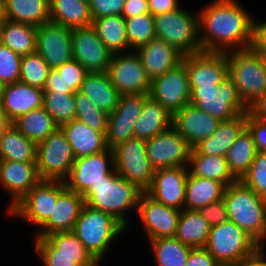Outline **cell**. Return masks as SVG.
Wrapping results in <instances>:
<instances>
[{"mask_svg": "<svg viewBox=\"0 0 266 266\" xmlns=\"http://www.w3.org/2000/svg\"><path fill=\"white\" fill-rule=\"evenodd\" d=\"M202 6L197 9L202 51L251 48L255 16L241 1L211 0Z\"/></svg>", "mask_w": 266, "mask_h": 266, "instance_id": "1", "label": "cell"}, {"mask_svg": "<svg viewBox=\"0 0 266 266\" xmlns=\"http://www.w3.org/2000/svg\"><path fill=\"white\" fill-rule=\"evenodd\" d=\"M143 193L144 191L137 185L117 174L114 169L105 177V180L92 185L83 198L86 205L112 215L127 231H130L129 229H132L134 224L130 218L132 214L136 216Z\"/></svg>", "mask_w": 266, "mask_h": 266, "instance_id": "2", "label": "cell"}, {"mask_svg": "<svg viewBox=\"0 0 266 266\" xmlns=\"http://www.w3.org/2000/svg\"><path fill=\"white\" fill-rule=\"evenodd\" d=\"M223 200L229 221L259 246L266 247V198L256 194L242 180H237L226 187Z\"/></svg>", "mask_w": 266, "mask_h": 266, "instance_id": "3", "label": "cell"}, {"mask_svg": "<svg viewBox=\"0 0 266 266\" xmlns=\"http://www.w3.org/2000/svg\"><path fill=\"white\" fill-rule=\"evenodd\" d=\"M72 231L100 263L111 253V246L115 245L119 237L128 232L112 215L86 204L83 205Z\"/></svg>", "mask_w": 266, "mask_h": 266, "instance_id": "4", "label": "cell"}, {"mask_svg": "<svg viewBox=\"0 0 266 266\" xmlns=\"http://www.w3.org/2000/svg\"><path fill=\"white\" fill-rule=\"evenodd\" d=\"M185 5L177 11L154 16L156 38L167 42L184 56L202 52L199 17Z\"/></svg>", "mask_w": 266, "mask_h": 266, "instance_id": "5", "label": "cell"}, {"mask_svg": "<svg viewBox=\"0 0 266 266\" xmlns=\"http://www.w3.org/2000/svg\"><path fill=\"white\" fill-rule=\"evenodd\" d=\"M228 75L240 99L249 108L266 91V70L262 57L252 48L226 52Z\"/></svg>", "mask_w": 266, "mask_h": 266, "instance_id": "6", "label": "cell"}, {"mask_svg": "<svg viewBox=\"0 0 266 266\" xmlns=\"http://www.w3.org/2000/svg\"><path fill=\"white\" fill-rule=\"evenodd\" d=\"M66 187L63 181L41 180L6 214L34 227L36 232L50 217L59 193Z\"/></svg>", "mask_w": 266, "mask_h": 266, "instance_id": "7", "label": "cell"}, {"mask_svg": "<svg viewBox=\"0 0 266 266\" xmlns=\"http://www.w3.org/2000/svg\"><path fill=\"white\" fill-rule=\"evenodd\" d=\"M190 104L220 121L231 120L248 112L229 76L214 87L190 88Z\"/></svg>", "mask_w": 266, "mask_h": 266, "instance_id": "8", "label": "cell"}, {"mask_svg": "<svg viewBox=\"0 0 266 266\" xmlns=\"http://www.w3.org/2000/svg\"><path fill=\"white\" fill-rule=\"evenodd\" d=\"M259 245L232 221L211 227L205 248L220 264L240 263Z\"/></svg>", "mask_w": 266, "mask_h": 266, "instance_id": "9", "label": "cell"}, {"mask_svg": "<svg viewBox=\"0 0 266 266\" xmlns=\"http://www.w3.org/2000/svg\"><path fill=\"white\" fill-rule=\"evenodd\" d=\"M74 161L71 145L60 127L37 144L36 165L41 180L64 182Z\"/></svg>", "mask_w": 266, "mask_h": 266, "instance_id": "10", "label": "cell"}, {"mask_svg": "<svg viewBox=\"0 0 266 266\" xmlns=\"http://www.w3.org/2000/svg\"><path fill=\"white\" fill-rule=\"evenodd\" d=\"M113 151L117 174L145 192L155 172L146 154V140L133 137L116 146Z\"/></svg>", "mask_w": 266, "mask_h": 266, "instance_id": "11", "label": "cell"}, {"mask_svg": "<svg viewBox=\"0 0 266 266\" xmlns=\"http://www.w3.org/2000/svg\"><path fill=\"white\" fill-rule=\"evenodd\" d=\"M106 72L120 95H149L151 80L136 51L113 54Z\"/></svg>", "mask_w": 266, "mask_h": 266, "instance_id": "12", "label": "cell"}, {"mask_svg": "<svg viewBox=\"0 0 266 266\" xmlns=\"http://www.w3.org/2000/svg\"><path fill=\"white\" fill-rule=\"evenodd\" d=\"M191 149L173 126L146 140V154L155 170L188 167Z\"/></svg>", "mask_w": 266, "mask_h": 266, "instance_id": "13", "label": "cell"}, {"mask_svg": "<svg viewBox=\"0 0 266 266\" xmlns=\"http://www.w3.org/2000/svg\"><path fill=\"white\" fill-rule=\"evenodd\" d=\"M149 96L173 115L190 104L189 77L185 63L151 80Z\"/></svg>", "mask_w": 266, "mask_h": 266, "instance_id": "14", "label": "cell"}, {"mask_svg": "<svg viewBox=\"0 0 266 266\" xmlns=\"http://www.w3.org/2000/svg\"><path fill=\"white\" fill-rule=\"evenodd\" d=\"M181 211L159 203L145 192L141 195L136 216L146 240L175 237Z\"/></svg>", "mask_w": 266, "mask_h": 266, "instance_id": "15", "label": "cell"}, {"mask_svg": "<svg viewBox=\"0 0 266 266\" xmlns=\"http://www.w3.org/2000/svg\"><path fill=\"white\" fill-rule=\"evenodd\" d=\"M36 52L56 69L72 57L71 28L54 21L43 22L36 27Z\"/></svg>", "mask_w": 266, "mask_h": 266, "instance_id": "16", "label": "cell"}, {"mask_svg": "<svg viewBox=\"0 0 266 266\" xmlns=\"http://www.w3.org/2000/svg\"><path fill=\"white\" fill-rule=\"evenodd\" d=\"M114 169V151L108 148L103 152L75 159L64 182L67 188L83 196L92 185L105 180Z\"/></svg>", "mask_w": 266, "mask_h": 266, "instance_id": "17", "label": "cell"}, {"mask_svg": "<svg viewBox=\"0 0 266 266\" xmlns=\"http://www.w3.org/2000/svg\"><path fill=\"white\" fill-rule=\"evenodd\" d=\"M147 94L121 95L115 110L108 114L106 143L109 149L133 138L135 123L141 115Z\"/></svg>", "mask_w": 266, "mask_h": 266, "instance_id": "18", "label": "cell"}, {"mask_svg": "<svg viewBox=\"0 0 266 266\" xmlns=\"http://www.w3.org/2000/svg\"><path fill=\"white\" fill-rule=\"evenodd\" d=\"M72 57L88 72H105L111 51L99 39L92 25L71 28Z\"/></svg>", "mask_w": 266, "mask_h": 266, "instance_id": "19", "label": "cell"}, {"mask_svg": "<svg viewBox=\"0 0 266 266\" xmlns=\"http://www.w3.org/2000/svg\"><path fill=\"white\" fill-rule=\"evenodd\" d=\"M40 181L36 162L0 160V189L10 199L5 214Z\"/></svg>", "mask_w": 266, "mask_h": 266, "instance_id": "20", "label": "cell"}, {"mask_svg": "<svg viewBox=\"0 0 266 266\" xmlns=\"http://www.w3.org/2000/svg\"><path fill=\"white\" fill-rule=\"evenodd\" d=\"M183 62L188 72L189 88L214 87L229 76L226 52L202 51L184 56Z\"/></svg>", "mask_w": 266, "mask_h": 266, "instance_id": "21", "label": "cell"}, {"mask_svg": "<svg viewBox=\"0 0 266 266\" xmlns=\"http://www.w3.org/2000/svg\"><path fill=\"white\" fill-rule=\"evenodd\" d=\"M188 167L157 169L145 193L155 201L180 211L185 209Z\"/></svg>", "mask_w": 266, "mask_h": 266, "instance_id": "22", "label": "cell"}, {"mask_svg": "<svg viewBox=\"0 0 266 266\" xmlns=\"http://www.w3.org/2000/svg\"><path fill=\"white\" fill-rule=\"evenodd\" d=\"M84 204L82 195L65 187L59 193L49 219L32 235L41 238L54 232L72 231Z\"/></svg>", "mask_w": 266, "mask_h": 266, "instance_id": "23", "label": "cell"}, {"mask_svg": "<svg viewBox=\"0 0 266 266\" xmlns=\"http://www.w3.org/2000/svg\"><path fill=\"white\" fill-rule=\"evenodd\" d=\"M221 121L188 104L173 115V127L193 148L201 140L211 136Z\"/></svg>", "mask_w": 266, "mask_h": 266, "instance_id": "24", "label": "cell"}, {"mask_svg": "<svg viewBox=\"0 0 266 266\" xmlns=\"http://www.w3.org/2000/svg\"><path fill=\"white\" fill-rule=\"evenodd\" d=\"M135 51L140 56L145 73L150 80L175 68L183 62L184 58V55L173 46L157 38Z\"/></svg>", "mask_w": 266, "mask_h": 266, "instance_id": "25", "label": "cell"}, {"mask_svg": "<svg viewBox=\"0 0 266 266\" xmlns=\"http://www.w3.org/2000/svg\"><path fill=\"white\" fill-rule=\"evenodd\" d=\"M44 90L18 81L5 85L1 105L6 116L14 121L18 116L43 107Z\"/></svg>", "mask_w": 266, "mask_h": 266, "instance_id": "26", "label": "cell"}, {"mask_svg": "<svg viewBox=\"0 0 266 266\" xmlns=\"http://www.w3.org/2000/svg\"><path fill=\"white\" fill-rule=\"evenodd\" d=\"M60 128L71 145L75 159L97 154L108 149L106 135L91 129L84 122L73 119Z\"/></svg>", "mask_w": 266, "mask_h": 266, "instance_id": "27", "label": "cell"}, {"mask_svg": "<svg viewBox=\"0 0 266 266\" xmlns=\"http://www.w3.org/2000/svg\"><path fill=\"white\" fill-rule=\"evenodd\" d=\"M246 119L247 113H242L234 119L221 121L211 136L201 140L193 148L199 154L225 157L240 132L246 127Z\"/></svg>", "mask_w": 266, "mask_h": 266, "instance_id": "28", "label": "cell"}, {"mask_svg": "<svg viewBox=\"0 0 266 266\" xmlns=\"http://www.w3.org/2000/svg\"><path fill=\"white\" fill-rule=\"evenodd\" d=\"M173 126V114L150 96L145 99L141 115L137 119L133 137L148 140Z\"/></svg>", "mask_w": 266, "mask_h": 266, "instance_id": "29", "label": "cell"}, {"mask_svg": "<svg viewBox=\"0 0 266 266\" xmlns=\"http://www.w3.org/2000/svg\"><path fill=\"white\" fill-rule=\"evenodd\" d=\"M79 91L107 114L115 110L121 96L106 71L88 72Z\"/></svg>", "mask_w": 266, "mask_h": 266, "instance_id": "30", "label": "cell"}, {"mask_svg": "<svg viewBox=\"0 0 266 266\" xmlns=\"http://www.w3.org/2000/svg\"><path fill=\"white\" fill-rule=\"evenodd\" d=\"M188 170L193 176L219 181L226 187L237 181L224 156L199 154L194 148L190 152Z\"/></svg>", "mask_w": 266, "mask_h": 266, "instance_id": "31", "label": "cell"}, {"mask_svg": "<svg viewBox=\"0 0 266 266\" xmlns=\"http://www.w3.org/2000/svg\"><path fill=\"white\" fill-rule=\"evenodd\" d=\"M226 186L215 180L188 174L186 181L185 209L199 210L212 202L223 199Z\"/></svg>", "mask_w": 266, "mask_h": 266, "instance_id": "32", "label": "cell"}, {"mask_svg": "<svg viewBox=\"0 0 266 266\" xmlns=\"http://www.w3.org/2000/svg\"><path fill=\"white\" fill-rule=\"evenodd\" d=\"M92 26L96 30L99 39L112 54L131 52L126 22L123 16L96 18L92 20Z\"/></svg>", "mask_w": 266, "mask_h": 266, "instance_id": "33", "label": "cell"}, {"mask_svg": "<svg viewBox=\"0 0 266 266\" xmlns=\"http://www.w3.org/2000/svg\"><path fill=\"white\" fill-rule=\"evenodd\" d=\"M211 225L198 210L183 209L180 213L176 238L191 248L206 246Z\"/></svg>", "mask_w": 266, "mask_h": 266, "instance_id": "34", "label": "cell"}, {"mask_svg": "<svg viewBox=\"0 0 266 266\" xmlns=\"http://www.w3.org/2000/svg\"><path fill=\"white\" fill-rule=\"evenodd\" d=\"M6 19L35 27L50 20L49 0H4Z\"/></svg>", "mask_w": 266, "mask_h": 266, "instance_id": "35", "label": "cell"}, {"mask_svg": "<svg viewBox=\"0 0 266 266\" xmlns=\"http://www.w3.org/2000/svg\"><path fill=\"white\" fill-rule=\"evenodd\" d=\"M50 20L69 28L92 25L89 0H49Z\"/></svg>", "mask_w": 266, "mask_h": 266, "instance_id": "36", "label": "cell"}, {"mask_svg": "<svg viewBox=\"0 0 266 266\" xmlns=\"http://www.w3.org/2000/svg\"><path fill=\"white\" fill-rule=\"evenodd\" d=\"M0 42L21 56L36 51V27L6 19L0 26Z\"/></svg>", "mask_w": 266, "mask_h": 266, "instance_id": "37", "label": "cell"}, {"mask_svg": "<svg viewBox=\"0 0 266 266\" xmlns=\"http://www.w3.org/2000/svg\"><path fill=\"white\" fill-rule=\"evenodd\" d=\"M256 154L252 134L245 127L225 155L229 170L237 180L248 173Z\"/></svg>", "mask_w": 266, "mask_h": 266, "instance_id": "38", "label": "cell"}, {"mask_svg": "<svg viewBox=\"0 0 266 266\" xmlns=\"http://www.w3.org/2000/svg\"><path fill=\"white\" fill-rule=\"evenodd\" d=\"M37 144L11 125L0 138V160L36 162Z\"/></svg>", "mask_w": 266, "mask_h": 266, "instance_id": "39", "label": "cell"}, {"mask_svg": "<svg viewBox=\"0 0 266 266\" xmlns=\"http://www.w3.org/2000/svg\"><path fill=\"white\" fill-rule=\"evenodd\" d=\"M12 125L36 144L42 142L58 128L44 107L18 116L12 121Z\"/></svg>", "mask_w": 266, "mask_h": 266, "instance_id": "40", "label": "cell"}, {"mask_svg": "<svg viewBox=\"0 0 266 266\" xmlns=\"http://www.w3.org/2000/svg\"><path fill=\"white\" fill-rule=\"evenodd\" d=\"M154 266H186L191 247L176 237L158 238L148 241Z\"/></svg>", "mask_w": 266, "mask_h": 266, "instance_id": "41", "label": "cell"}, {"mask_svg": "<svg viewBox=\"0 0 266 266\" xmlns=\"http://www.w3.org/2000/svg\"><path fill=\"white\" fill-rule=\"evenodd\" d=\"M36 257L40 258L42 266H103L95 257H67L58 254L55 248L45 237L32 238Z\"/></svg>", "mask_w": 266, "mask_h": 266, "instance_id": "42", "label": "cell"}, {"mask_svg": "<svg viewBox=\"0 0 266 266\" xmlns=\"http://www.w3.org/2000/svg\"><path fill=\"white\" fill-rule=\"evenodd\" d=\"M43 107L55 124L61 127L75 119V94L44 92Z\"/></svg>", "mask_w": 266, "mask_h": 266, "instance_id": "43", "label": "cell"}, {"mask_svg": "<svg viewBox=\"0 0 266 266\" xmlns=\"http://www.w3.org/2000/svg\"><path fill=\"white\" fill-rule=\"evenodd\" d=\"M75 119L84 122L91 129L106 135L108 114L80 91L75 92Z\"/></svg>", "mask_w": 266, "mask_h": 266, "instance_id": "44", "label": "cell"}, {"mask_svg": "<svg viewBox=\"0 0 266 266\" xmlns=\"http://www.w3.org/2000/svg\"><path fill=\"white\" fill-rule=\"evenodd\" d=\"M125 22L131 51L137 50L140 46H144L156 38L154 16L152 14L146 13L125 18Z\"/></svg>", "mask_w": 266, "mask_h": 266, "instance_id": "45", "label": "cell"}, {"mask_svg": "<svg viewBox=\"0 0 266 266\" xmlns=\"http://www.w3.org/2000/svg\"><path fill=\"white\" fill-rule=\"evenodd\" d=\"M50 68L35 51L21 58L20 81L44 90Z\"/></svg>", "mask_w": 266, "mask_h": 266, "instance_id": "46", "label": "cell"}, {"mask_svg": "<svg viewBox=\"0 0 266 266\" xmlns=\"http://www.w3.org/2000/svg\"><path fill=\"white\" fill-rule=\"evenodd\" d=\"M45 238L58 249V254L60 255H66L67 257H94L73 231L54 232Z\"/></svg>", "mask_w": 266, "mask_h": 266, "instance_id": "47", "label": "cell"}, {"mask_svg": "<svg viewBox=\"0 0 266 266\" xmlns=\"http://www.w3.org/2000/svg\"><path fill=\"white\" fill-rule=\"evenodd\" d=\"M21 58L0 42V81L4 85L20 81Z\"/></svg>", "mask_w": 266, "mask_h": 266, "instance_id": "48", "label": "cell"}, {"mask_svg": "<svg viewBox=\"0 0 266 266\" xmlns=\"http://www.w3.org/2000/svg\"><path fill=\"white\" fill-rule=\"evenodd\" d=\"M241 180L256 194L266 198V153L257 152L248 173Z\"/></svg>", "mask_w": 266, "mask_h": 266, "instance_id": "49", "label": "cell"}, {"mask_svg": "<svg viewBox=\"0 0 266 266\" xmlns=\"http://www.w3.org/2000/svg\"><path fill=\"white\" fill-rule=\"evenodd\" d=\"M63 76L67 87H71L75 92L79 91L88 71L75 59H71L56 68Z\"/></svg>", "mask_w": 266, "mask_h": 266, "instance_id": "50", "label": "cell"}, {"mask_svg": "<svg viewBox=\"0 0 266 266\" xmlns=\"http://www.w3.org/2000/svg\"><path fill=\"white\" fill-rule=\"evenodd\" d=\"M125 0H89L92 20L104 16H122Z\"/></svg>", "mask_w": 266, "mask_h": 266, "instance_id": "51", "label": "cell"}, {"mask_svg": "<svg viewBox=\"0 0 266 266\" xmlns=\"http://www.w3.org/2000/svg\"><path fill=\"white\" fill-rule=\"evenodd\" d=\"M246 127L252 134L256 151L266 153V120L256 118L247 112Z\"/></svg>", "mask_w": 266, "mask_h": 266, "instance_id": "52", "label": "cell"}, {"mask_svg": "<svg viewBox=\"0 0 266 266\" xmlns=\"http://www.w3.org/2000/svg\"><path fill=\"white\" fill-rule=\"evenodd\" d=\"M211 227L229 220L225 201L220 199L198 210Z\"/></svg>", "mask_w": 266, "mask_h": 266, "instance_id": "53", "label": "cell"}, {"mask_svg": "<svg viewBox=\"0 0 266 266\" xmlns=\"http://www.w3.org/2000/svg\"><path fill=\"white\" fill-rule=\"evenodd\" d=\"M258 20L255 17L251 48L262 58H266V20Z\"/></svg>", "mask_w": 266, "mask_h": 266, "instance_id": "54", "label": "cell"}, {"mask_svg": "<svg viewBox=\"0 0 266 266\" xmlns=\"http://www.w3.org/2000/svg\"><path fill=\"white\" fill-rule=\"evenodd\" d=\"M220 263L203 248H192L186 266H218Z\"/></svg>", "mask_w": 266, "mask_h": 266, "instance_id": "55", "label": "cell"}, {"mask_svg": "<svg viewBox=\"0 0 266 266\" xmlns=\"http://www.w3.org/2000/svg\"><path fill=\"white\" fill-rule=\"evenodd\" d=\"M44 92L75 94V91L71 87H67L63 76H61L56 69H50Z\"/></svg>", "mask_w": 266, "mask_h": 266, "instance_id": "56", "label": "cell"}, {"mask_svg": "<svg viewBox=\"0 0 266 266\" xmlns=\"http://www.w3.org/2000/svg\"><path fill=\"white\" fill-rule=\"evenodd\" d=\"M149 11L153 16L177 11L184 5L181 0H148Z\"/></svg>", "mask_w": 266, "mask_h": 266, "instance_id": "57", "label": "cell"}, {"mask_svg": "<svg viewBox=\"0 0 266 266\" xmlns=\"http://www.w3.org/2000/svg\"><path fill=\"white\" fill-rule=\"evenodd\" d=\"M150 13L148 0H125V5L122 11L124 18Z\"/></svg>", "mask_w": 266, "mask_h": 266, "instance_id": "58", "label": "cell"}, {"mask_svg": "<svg viewBox=\"0 0 266 266\" xmlns=\"http://www.w3.org/2000/svg\"><path fill=\"white\" fill-rule=\"evenodd\" d=\"M236 266H266V249L263 246H258Z\"/></svg>", "mask_w": 266, "mask_h": 266, "instance_id": "59", "label": "cell"}, {"mask_svg": "<svg viewBox=\"0 0 266 266\" xmlns=\"http://www.w3.org/2000/svg\"><path fill=\"white\" fill-rule=\"evenodd\" d=\"M248 113L256 118L266 120V91L248 108Z\"/></svg>", "mask_w": 266, "mask_h": 266, "instance_id": "60", "label": "cell"}, {"mask_svg": "<svg viewBox=\"0 0 266 266\" xmlns=\"http://www.w3.org/2000/svg\"><path fill=\"white\" fill-rule=\"evenodd\" d=\"M12 125V121L6 116L4 109L0 102V138L4 135L5 131Z\"/></svg>", "mask_w": 266, "mask_h": 266, "instance_id": "61", "label": "cell"}, {"mask_svg": "<svg viewBox=\"0 0 266 266\" xmlns=\"http://www.w3.org/2000/svg\"><path fill=\"white\" fill-rule=\"evenodd\" d=\"M5 7H4V0H0V26L5 22Z\"/></svg>", "mask_w": 266, "mask_h": 266, "instance_id": "62", "label": "cell"}, {"mask_svg": "<svg viewBox=\"0 0 266 266\" xmlns=\"http://www.w3.org/2000/svg\"><path fill=\"white\" fill-rule=\"evenodd\" d=\"M4 87H5V85L0 81V102L2 100V95H3V92H4Z\"/></svg>", "mask_w": 266, "mask_h": 266, "instance_id": "63", "label": "cell"}, {"mask_svg": "<svg viewBox=\"0 0 266 266\" xmlns=\"http://www.w3.org/2000/svg\"><path fill=\"white\" fill-rule=\"evenodd\" d=\"M218 266H236L235 264H219Z\"/></svg>", "mask_w": 266, "mask_h": 266, "instance_id": "64", "label": "cell"}, {"mask_svg": "<svg viewBox=\"0 0 266 266\" xmlns=\"http://www.w3.org/2000/svg\"><path fill=\"white\" fill-rule=\"evenodd\" d=\"M264 65H265V70H266V58H262Z\"/></svg>", "mask_w": 266, "mask_h": 266, "instance_id": "65", "label": "cell"}]
</instances>
